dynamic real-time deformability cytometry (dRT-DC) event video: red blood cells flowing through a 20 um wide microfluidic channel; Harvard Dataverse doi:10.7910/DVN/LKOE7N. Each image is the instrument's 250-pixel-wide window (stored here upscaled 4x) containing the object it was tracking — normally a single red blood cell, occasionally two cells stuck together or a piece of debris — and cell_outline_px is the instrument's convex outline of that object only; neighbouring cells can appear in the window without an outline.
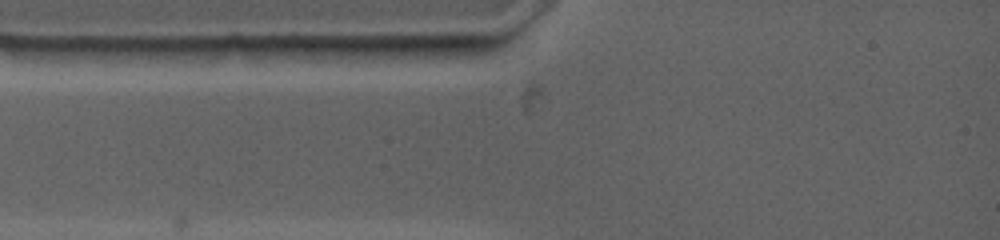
{"species": "common noctule bat (a hibernating species)", "species_latin": "Nyctalus noctula", "temperature_condition": "warm", "stored_images_in_passage": 2, "camera_frame_rate_fps": 4500, "um_per_image_px": 0.085, "animal": {"sex": "female", "body_mass_g": 19.0, "forearm_length_mm": 53.3}, "frame": {"image": 1, "passage_image": 1, "time_ms": 0.0, "image_size_px": [1000, 240], "cell_outline_px": [[460, 44], [456, 56], [424, 64], [388, 64], [312, 56], [300, 48], [300, 44]], "centroid_in_image_um": [32.66, 4.46], "position_along_channel_um": 52.3, "area_um2": 18.55}}